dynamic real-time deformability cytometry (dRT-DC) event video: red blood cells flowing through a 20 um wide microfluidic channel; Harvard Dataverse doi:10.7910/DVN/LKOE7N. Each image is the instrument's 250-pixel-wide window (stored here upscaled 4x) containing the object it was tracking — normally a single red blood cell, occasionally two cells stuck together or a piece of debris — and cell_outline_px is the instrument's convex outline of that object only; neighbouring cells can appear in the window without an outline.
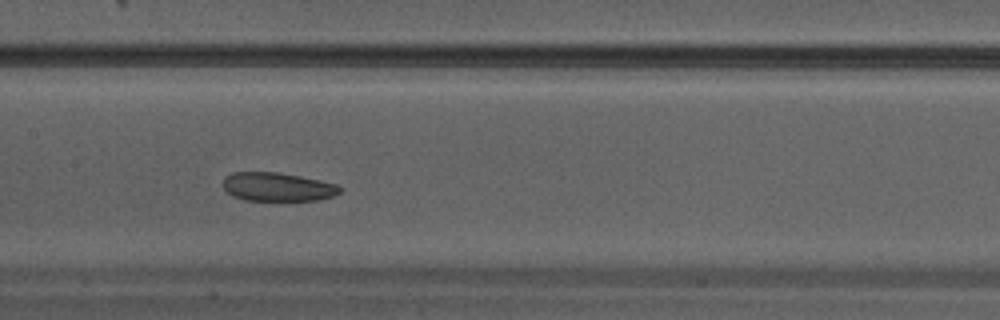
{"species": "Egyptian fruit bat (a non-hibernating species)", "species_latin": "Rousettus aegyptiacus", "temperature_condition": "warm", "stored_images_in_passage": 31, "camera_frame_rate_fps": 3000, "um_per_image_px": 0.085, "animal": {"sex": "male"}, "frame": {"image": 1, "passage_image": 14, "time_ms": 4.333, "image_size_px": [1000, 320], "cell_outline_px": [[340, 192], [332, 196], [320, 200], [244, 200], [232, 196], [224, 188], [224, 176], [232, 172], [276, 172], [300, 176], [320, 180], [336, 184], [340, 188]], "centroid_in_image_um": [23.57, 15.88], "position_along_channel_um": 183.8, "area_um2": 19.42}}